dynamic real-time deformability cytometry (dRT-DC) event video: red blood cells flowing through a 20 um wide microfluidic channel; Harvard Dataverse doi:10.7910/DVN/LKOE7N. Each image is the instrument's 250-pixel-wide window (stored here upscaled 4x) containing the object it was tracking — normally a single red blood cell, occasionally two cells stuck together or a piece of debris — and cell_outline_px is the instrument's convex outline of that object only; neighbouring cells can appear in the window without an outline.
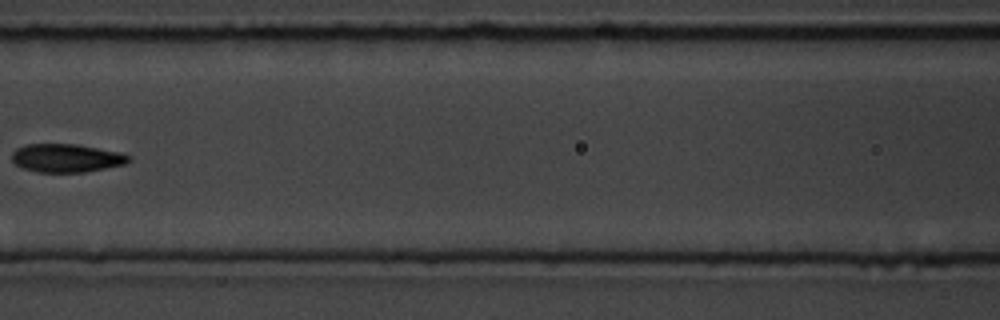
{"species": "common noctule bat (a hibernating species)", "species_latin": "Nyctalus noctula", "temperature_condition": "room temperature", "stored_images_in_passage": 6, "camera_frame_rate_fps": 3000, "um_per_image_px": 0.085, "animal": {"sex": "male", "body_mass_g": 19.5, "forearm_length_mm": 54.6}, "frame": {"image": 1, "passage_image": 6, "time_ms": 7.333, "image_size_px": [1000, 320], "cell_outline_px": [[132, 160], [124, 164], [84, 172], [36, 172], [24, 168], [16, 164], [12, 160], [12, 152], [16, 148], [24, 144], [76, 144], [120, 152], [132, 156]], "centroid_in_image_um": [5.64, 13.42], "position_along_channel_um": 161.0, "area_um2": 19.31}}